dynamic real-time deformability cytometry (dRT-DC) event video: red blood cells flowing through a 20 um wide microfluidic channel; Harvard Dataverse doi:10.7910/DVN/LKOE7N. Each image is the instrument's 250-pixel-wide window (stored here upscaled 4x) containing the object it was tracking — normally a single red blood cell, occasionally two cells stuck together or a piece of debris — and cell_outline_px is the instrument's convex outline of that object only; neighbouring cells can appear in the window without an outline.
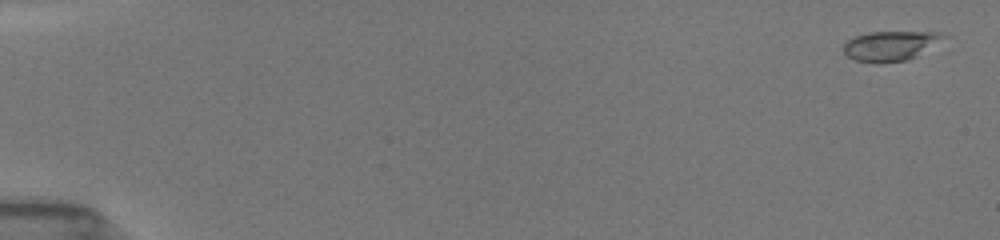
{"species": "common noctule bat (a hibernating species)", "species_latin": "Nyctalus noctula", "temperature_condition": "room temperature", "stored_images_in_passage": 29, "camera_frame_rate_fps": 3000, "um_per_image_px": 0.085, "animal": {"sex": "female", "body_mass_g": 19.5, "forearm_length_mm": 54.1}, "frame": {"image": 1, "passage_image": 3, "time_ms": 0.333, "image_size_px": [1000, 240], "cell_outline_px": [[948, 36], [916, 56], [908, 60], [880, 64], [872, 64], [856, 60], [848, 56], [844, 52], [844, 44], [848, 40], [856, 36], [868, 32], [940, 32]], "centroid_in_image_um": [75.67, 3.91], "position_along_channel_um": 9.3, "area_um2": 17.34}}
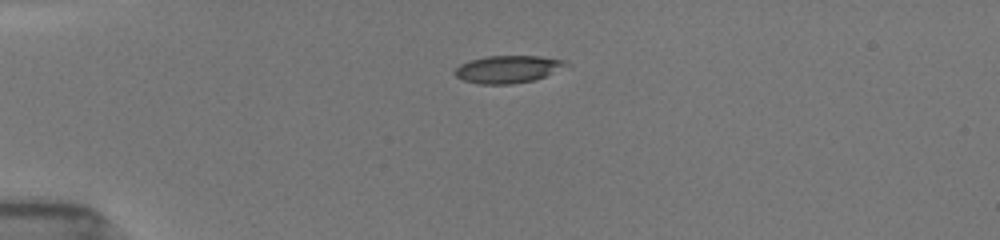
{"frame": {"image": 2, "passage_image": 22, "time_ms": 4.333, "image_size_px": [1000, 240], "cell_outline_px": [[568, 64], [536, 80], [512, 84], [476, 84], [464, 80], [456, 76], [452, 72], [460, 64], [468, 60], [484, 56], [540, 56], [564, 60]], "centroid_in_image_um": [43.09, 5.88], "position_along_channel_um": 41.9, "area_um2": 17.74}}